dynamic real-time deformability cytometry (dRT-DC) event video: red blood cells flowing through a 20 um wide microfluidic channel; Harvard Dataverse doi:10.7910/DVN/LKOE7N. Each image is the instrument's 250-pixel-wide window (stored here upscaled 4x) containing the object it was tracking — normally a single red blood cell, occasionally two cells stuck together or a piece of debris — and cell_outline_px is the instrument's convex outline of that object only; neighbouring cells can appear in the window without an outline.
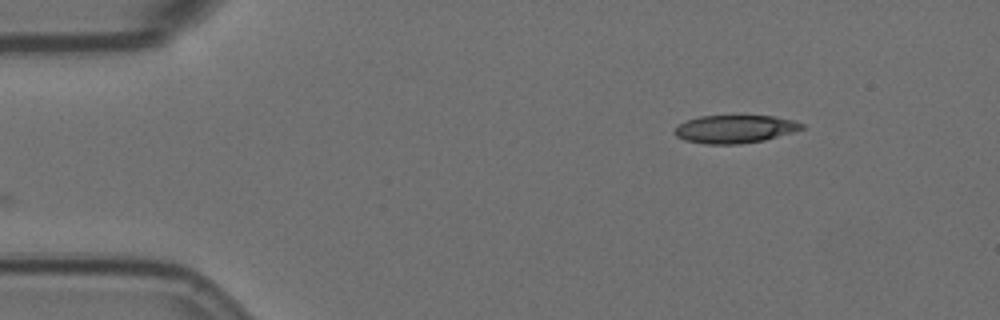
{"species": "Egyptian fruit bat (a non-hibernating species)", "species_latin": "Rousettus aegyptiacus", "temperature_condition": "room temperature", "stored_images_in_passage": 46, "camera_frame_rate_fps": 3000, "um_per_image_px": 0.085, "animal": {"sex": "female"}, "frame": {"image": 1, "passage_image": 1, "time_ms": 0.0, "image_size_px": [1000, 320], "cell_outline_px": [[804, 128], [792, 132], [764, 140], [740, 144], [704, 144], [684, 140], [676, 136], [672, 132], [680, 124], [688, 120], [700, 116], [772, 116], [792, 120], [804, 124]], "centroid_in_image_um": [62.44, 10.98], "position_along_channel_um": 22.6, "area_um2": 20.58}}
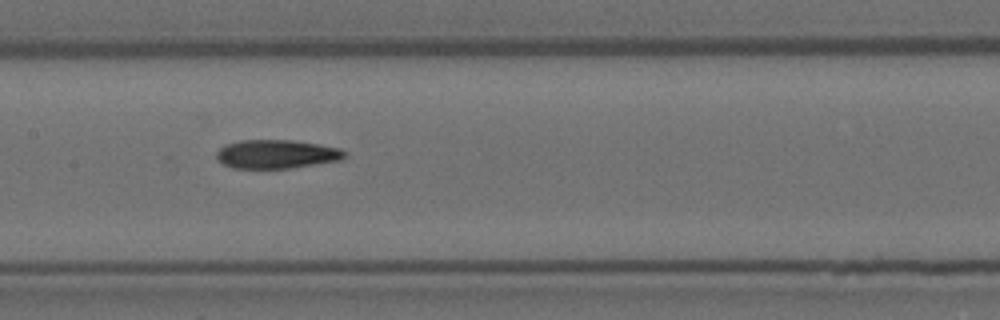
{"frame": {"image": 2, "passage_image": 21, "time_ms": 6.667, "image_size_px": [1000, 320], "cell_outline_px": [[348, 156], [340, 160], [288, 168], [232, 168], [224, 164], [216, 156], [216, 152], [224, 144], [240, 140], [292, 140], [320, 144], [340, 148], [348, 152]], "centroid_in_image_um": [23.53, 13.09], "position_along_channel_um": 183.9, "area_um2": 21.5}}
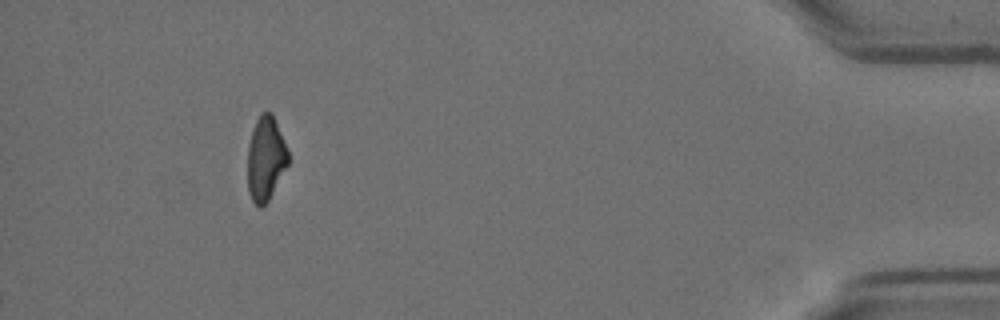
{"frame": {"image": 3, "passage_image": 46, "time_ms": 15.0, "image_size_px": [1000, 320], "cell_outline_px": [[288, 164], [268, 200], [260, 208], [252, 200], [248, 192], [248, 144], [252, 128], [260, 112], [272, 112], [288, 148]], "centroid_in_image_um": [22.58, 13.43], "position_along_channel_um": 412.6, "area_um2": 19.94}, "authors_computed_cell_mechanics": {"area_um2": 21.6172, "velocity_mm_per_s": 3.5268, "shape_relaxation_time_tau1_ms": null, "shape_relaxation_time_tau2_ms": 3.9323, "deformation_change_tau1": null, "deformation_change_tau2": 0.133}}